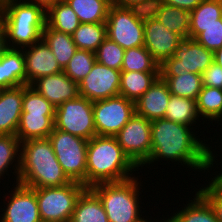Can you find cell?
<instances>
[{
  "label": "cell",
  "instance_id": "33",
  "mask_svg": "<svg viewBox=\"0 0 222 222\" xmlns=\"http://www.w3.org/2000/svg\"><path fill=\"white\" fill-rule=\"evenodd\" d=\"M167 84L171 95L196 100L203 82L199 74L186 72L180 76H160Z\"/></svg>",
  "mask_w": 222,
  "mask_h": 222
},
{
  "label": "cell",
  "instance_id": "3",
  "mask_svg": "<svg viewBox=\"0 0 222 222\" xmlns=\"http://www.w3.org/2000/svg\"><path fill=\"white\" fill-rule=\"evenodd\" d=\"M5 47L22 49L42 39L46 5L32 0H1Z\"/></svg>",
  "mask_w": 222,
  "mask_h": 222
},
{
  "label": "cell",
  "instance_id": "34",
  "mask_svg": "<svg viewBox=\"0 0 222 222\" xmlns=\"http://www.w3.org/2000/svg\"><path fill=\"white\" fill-rule=\"evenodd\" d=\"M121 71L160 72V65L144 46H139L125 50Z\"/></svg>",
  "mask_w": 222,
  "mask_h": 222
},
{
  "label": "cell",
  "instance_id": "14",
  "mask_svg": "<svg viewBox=\"0 0 222 222\" xmlns=\"http://www.w3.org/2000/svg\"><path fill=\"white\" fill-rule=\"evenodd\" d=\"M182 40L180 35L169 31L149 11L144 14V47L159 65L174 56Z\"/></svg>",
  "mask_w": 222,
  "mask_h": 222
},
{
  "label": "cell",
  "instance_id": "21",
  "mask_svg": "<svg viewBox=\"0 0 222 222\" xmlns=\"http://www.w3.org/2000/svg\"><path fill=\"white\" fill-rule=\"evenodd\" d=\"M54 118L55 114L22 113L16 132L20 143L49 137L54 129Z\"/></svg>",
  "mask_w": 222,
  "mask_h": 222
},
{
  "label": "cell",
  "instance_id": "10",
  "mask_svg": "<svg viewBox=\"0 0 222 222\" xmlns=\"http://www.w3.org/2000/svg\"><path fill=\"white\" fill-rule=\"evenodd\" d=\"M214 53L195 39H183L174 56L160 65V76H180L186 72L201 75L213 62Z\"/></svg>",
  "mask_w": 222,
  "mask_h": 222
},
{
  "label": "cell",
  "instance_id": "37",
  "mask_svg": "<svg viewBox=\"0 0 222 222\" xmlns=\"http://www.w3.org/2000/svg\"><path fill=\"white\" fill-rule=\"evenodd\" d=\"M125 50L108 37L95 51L96 62L115 70H121Z\"/></svg>",
  "mask_w": 222,
  "mask_h": 222
},
{
  "label": "cell",
  "instance_id": "29",
  "mask_svg": "<svg viewBox=\"0 0 222 222\" xmlns=\"http://www.w3.org/2000/svg\"><path fill=\"white\" fill-rule=\"evenodd\" d=\"M199 117L196 100L171 95L164 119L194 128L196 125L193 124H198L201 119Z\"/></svg>",
  "mask_w": 222,
  "mask_h": 222
},
{
  "label": "cell",
  "instance_id": "43",
  "mask_svg": "<svg viewBox=\"0 0 222 222\" xmlns=\"http://www.w3.org/2000/svg\"><path fill=\"white\" fill-rule=\"evenodd\" d=\"M203 0H159L160 3L178 7L189 12L193 11Z\"/></svg>",
  "mask_w": 222,
  "mask_h": 222
},
{
  "label": "cell",
  "instance_id": "2",
  "mask_svg": "<svg viewBox=\"0 0 222 222\" xmlns=\"http://www.w3.org/2000/svg\"><path fill=\"white\" fill-rule=\"evenodd\" d=\"M138 170L140 169L124 153L115 137L96 135L88 140L86 188L100 183L128 180Z\"/></svg>",
  "mask_w": 222,
  "mask_h": 222
},
{
  "label": "cell",
  "instance_id": "13",
  "mask_svg": "<svg viewBox=\"0 0 222 222\" xmlns=\"http://www.w3.org/2000/svg\"><path fill=\"white\" fill-rule=\"evenodd\" d=\"M12 186L9 195L5 192L3 194L4 207L0 208V222H42L35 190L20 183H13Z\"/></svg>",
  "mask_w": 222,
  "mask_h": 222
},
{
  "label": "cell",
  "instance_id": "46",
  "mask_svg": "<svg viewBox=\"0 0 222 222\" xmlns=\"http://www.w3.org/2000/svg\"><path fill=\"white\" fill-rule=\"evenodd\" d=\"M4 48H5V39H4V32L1 27L0 28V54Z\"/></svg>",
  "mask_w": 222,
  "mask_h": 222
},
{
  "label": "cell",
  "instance_id": "11",
  "mask_svg": "<svg viewBox=\"0 0 222 222\" xmlns=\"http://www.w3.org/2000/svg\"><path fill=\"white\" fill-rule=\"evenodd\" d=\"M135 114V102L122 95L93 101L97 136L114 137Z\"/></svg>",
  "mask_w": 222,
  "mask_h": 222
},
{
  "label": "cell",
  "instance_id": "12",
  "mask_svg": "<svg viewBox=\"0 0 222 222\" xmlns=\"http://www.w3.org/2000/svg\"><path fill=\"white\" fill-rule=\"evenodd\" d=\"M124 153L139 168L151 154V121L134 114L114 136Z\"/></svg>",
  "mask_w": 222,
  "mask_h": 222
},
{
  "label": "cell",
  "instance_id": "40",
  "mask_svg": "<svg viewBox=\"0 0 222 222\" xmlns=\"http://www.w3.org/2000/svg\"><path fill=\"white\" fill-rule=\"evenodd\" d=\"M208 184H203L198 192L206 199L209 205L213 208L216 219L222 222V183L209 178Z\"/></svg>",
  "mask_w": 222,
  "mask_h": 222
},
{
  "label": "cell",
  "instance_id": "36",
  "mask_svg": "<svg viewBox=\"0 0 222 222\" xmlns=\"http://www.w3.org/2000/svg\"><path fill=\"white\" fill-rule=\"evenodd\" d=\"M95 62V52L77 49L63 72L74 82L79 83L90 73Z\"/></svg>",
  "mask_w": 222,
  "mask_h": 222
},
{
  "label": "cell",
  "instance_id": "50",
  "mask_svg": "<svg viewBox=\"0 0 222 222\" xmlns=\"http://www.w3.org/2000/svg\"><path fill=\"white\" fill-rule=\"evenodd\" d=\"M147 219H144L142 222H153L152 221V218H148V217H146ZM149 219V220H148Z\"/></svg>",
  "mask_w": 222,
  "mask_h": 222
},
{
  "label": "cell",
  "instance_id": "5",
  "mask_svg": "<svg viewBox=\"0 0 222 222\" xmlns=\"http://www.w3.org/2000/svg\"><path fill=\"white\" fill-rule=\"evenodd\" d=\"M138 180V176H134L125 181L100 183L91 187L100 198L109 222H142L147 217L142 215L145 214V208L141 207L143 195L139 193L143 185Z\"/></svg>",
  "mask_w": 222,
  "mask_h": 222
},
{
  "label": "cell",
  "instance_id": "35",
  "mask_svg": "<svg viewBox=\"0 0 222 222\" xmlns=\"http://www.w3.org/2000/svg\"><path fill=\"white\" fill-rule=\"evenodd\" d=\"M222 1L203 0L190 12L189 27L221 25Z\"/></svg>",
  "mask_w": 222,
  "mask_h": 222
},
{
  "label": "cell",
  "instance_id": "22",
  "mask_svg": "<svg viewBox=\"0 0 222 222\" xmlns=\"http://www.w3.org/2000/svg\"><path fill=\"white\" fill-rule=\"evenodd\" d=\"M149 12L169 31L183 39L189 38V11L157 1Z\"/></svg>",
  "mask_w": 222,
  "mask_h": 222
},
{
  "label": "cell",
  "instance_id": "45",
  "mask_svg": "<svg viewBox=\"0 0 222 222\" xmlns=\"http://www.w3.org/2000/svg\"><path fill=\"white\" fill-rule=\"evenodd\" d=\"M168 217V218H167ZM161 219H156V217H155V219H152V220H154L155 222H179L177 219H176V217L174 216V215H172V216H170L169 217V215H167L166 216V219H165V217L162 219V217H160ZM160 220V221H159ZM153 221V222H154Z\"/></svg>",
  "mask_w": 222,
  "mask_h": 222
},
{
  "label": "cell",
  "instance_id": "9",
  "mask_svg": "<svg viewBox=\"0 0 222 222\" xmlns=\"http://www.w3.org/2000/svg\"><path fill=\"white\" fill-rule=\"evenodd\" d=\"M54 128L85 140L96 136L93 101L79 95L56 107Z\"/></svg>",
  "mask_w": 222,
  "mask_h": 222
},
{
  "label": "cell",
  "instance_id": "17",
  "mask_svg": "<svg viewBox=\"0 0 222 222\" xmlns=\"http://www.w3.org/2000/svg\"><path fill=\"white\" fill-rule=\"evenodd\" d=\"M30 86L55 107L80 95L78 83L64 72L40 77Z\"/></svg>",
  "mask_w": 222,
  "mask_h": 222
},
{
  "label": "cell",
  "instance_id": "18",
  "mask_svg": "<svg viewBox=\"0 0 222 222\" xmlns=\"http://www.w3.org/2000/svg\"><path fill=\"white\" fill-rule=\"evenodd\" d=\"M171 93L168 84L159 77L153 85L135 101V113L152 121L164 118Z\"/></svg>",
  "mask_w": 222,
  "mask_h": 222
},
{
  "label": "cell",
  "instance_id": "39",
  "mask_svg": "<svg viewBox=\"0 0 222 222\" xmlns=\"http://www.w3.org/2000/svg\"><path fill=\"white\" fill-rule=\"evenodd\" d=\"M56 107L30 85H23L22 113L55 114Z\"/></svg>",
  "mask_w": 222,
  "mask_h": 222
},
{
  "label": "cell",
  "instance_id": "47",
  "mask_svg": "<svg viewBox=\"0 0 222 222\" xmlns=\"http://www.w3.org/2000/svg\"><path fill=\"white\" fill-rule=\"evenodd\" d=\"M221 141H222V139H221ZM222 146V145H221ZM221 149H222V147H221ZM222 151V150H221ZM220 165H222V164H220ZM221 167V169H222V166H220ZM218 172H220V173H218ZM218 172H214L215 174L214 175H216V176H214L212 179H214V180H216V181H218V182H221L222 183V170H220V171H218ZM217 173V174H216Z\"/></svg>",
  "mask_w": 222,
  "mask_h": 222
},
{
  "label": "cell",
  "instance_id": "24",
  "mask_svg": "<svg viewBox=\"0 0 222 222\" xmlns=\"http://www.w3.org/2000/svg\"><path fill=\"white\" fill-rule=\"evenodd\" d=\"M76 13L65 0H58L46 5V25L59 32L72 35L80 25Z\"/></svg>",
  "mask_w": 222,
  "mask_h": 222
},
{
  "label": "cell",
  "instance_id": "4",
  "mask_svg": "<svg viewBox=\"0 0 222 222\" xmlns=\"http://www.w3.org/2000/svg\"><path fill=\"white\" fill-rule=\"evenodd\" d=\"M70 182L48 137L20 143L18 183L30 188H43L64 186Z\"/></svg>",
  "mask_w": 222,
  "mask_h": 222
},
{
  "label": "cell",
  "instance_id": "6",
  "mask_svg": "<svg viewBox=\"0 0 222 222\" xmlns=\"http://www.w3.org/2000/svg\"><path fill=\"white\" fill-rule=\"evenodd\" d=\"M33 189L42 222H70L76 202L86 187L71 181L64 186Z\"/></svg>",
  "mask_w": 222,
  "mask_h": 222
},
{
  "label": "cell",
  "instance_id": "7",
  "mask_svg": "<svg viewBox=\"0 0 222 222\" xmlns=\"http://www.w3.org/2000/svg\"><path fill=\"white\" fill-rule=\"evenodd\" d=\"M146 12L112 4L106 19L107 37L124 50L144 46V14Z\"/></svg>",
  "mask_w": 222,
  "mask_h": 222
},
{
  "label": "cell",
  "instance_id": "48",
  "mask_svg": "<svg viewBox=\"0 0 222 222\" xmlns=\"http://www.w3.org/2000/svg\"><path fill=\"white\" fill-rule=\"evenodd\" d=\"M32 1H36V2H41L45 5L51 3V2H54V1H58V0H32Z\"/></svg>",
  "mask_w": 222,
  "mask_h": 222
},
{
  "label": "cell",
  "instance_id": "32",
  "mask_svg": "<svg viewBox=\"0 0 222 222\" xmlns=\"http://www.w3.org/2000/svg\"><path fill=\"white\" fill-rule=\"evenodd\" d=\"M106 38V22L81 23L72 34V39L77 49L92 52H95Z\"/></svg>",
  "mask_w": 222,
  "mask_h": 222
},
{
  "label": "cell",
  "instance_id": "20",
  "mask_svg": "<svg viewBox=\"0 0 222 222\" xmlns=\"http://www.w3.org/2000/svg\"><path fill=\"white\" fill-rule=\"evenodd\" d=\"M26 85L23 49L5 47L0 54V88Z\"/></svg>",
  "mask_w": 222,
  "mask_h": 222
},
{
  "label": "cell",
  "instance_id": "23",
  "mask_svg": "<svg viewBox=\"0 0 222 222\" xmlns=\"http://www.w3.org/2000/svg\"><path fill=\"white\" fill-rule=\"evenodd\" d=\"M70 222H109L100 198L91 188L79 196Z\"/></svg>",
  "mask_w": 222,
  "mask_h": 222
},
{
  "label": "cell",
  "instance_id": "41",
  "mask_svg": "<svg viewBox=\"0 0 222 222\" xmlns=\"http://www.w3.org/2000/svg\"><path fill=\"white\" fill-rule=\"evenodd\" d=\"M203 86L222 89V67L214 61L201 74Z\"/></svg>",
  "mask_w": 222,
  "mask_h": 222
},
{
  "label": "cell",
  "instance_id": "19",
  "mask_svg": "<svg viewBox=\"0 0 222 222\" xmlns=\"http://www.w3.org/2000/svg\"><path fill=\"white\" fill-rule=\"evenodd\" d=\"M23 85L0 93V135H16L22 114Z\"/></svg>",
  "mask_w": 222,
  "mask_h": 222
},
{
  "label": "cell",
  "instance_id": "38",
  "mask_svg": "<svg viewBox=\"0 0 222 222\" xmlns=\"http://www.w3.org/2000/svg\"><path fill=\"white\" fill-rule=\"evenodd\" d=\"M189 38L195 39L213 53L222 46V18L221 25L207 27H189Z\"/></svg>",
  "mask_w": 222,
  "mask_h": 222
},
{
  "label": "cell",
  "instance_id": "44",
  "mask_svg": "<svg viewBox=\"0 0 222 222\" xmlns=\"http://www.w3.org/2000/svg\"><path fill=\"white\" fill-rule=\"evenodd\" d=\"M213 61L222 67V46L214 52Z\"/></svg>",
  "mask_w": 222,
  "mask_h": 222
},
{
  "label": "cell",
  "instance_id": "16",
  "mask_svg": "<svg viewBox=\"0 0 222 222\" xmlns=\"http://www.w3.org/2000/svg\"><path fill=\"white\" fill-rule=\"evenodd\" d=\"M22 49L25 58L26 85H31L40 77L63 72L43 39Z\"/></svg>",
  "mask_w": 222,
  "mask_h": 222
},
{
  "label": "cell",
  "instance_id": "8",
  "mask_svg": "<svg viewBox=\"0 0 222 222\" xmlns=\"http://www.w3.org/2000/svg\"><path fill=\"white\" fill-rule=\"evenodd\" d=\"M55 156L71 181L86 187V156L88 140L54 128L49 134Z\"/></svg>",
  "mask_w": 222,
  "mask_h": 222
},
{
  "label": "cell",
  "instance_id": "1",
  "mask_svg": "<svg viewBox=\"0 0 222 222\" xmlns=\"http://www.w3.org/2000/svg\"><path fill=\"white\" fill-rule=\"evenodd\" d=\"M196 129L164 118L152 120L151 154L139 169H143L144 166L149 168L150 164L154 166L156 161L157 164L158 161L165 160L191 168L190 170L194 169L195 172L204 173L203 171L207 170L210 174L209 170L213 169L214 164L219 165L216 163L219 160L215 161L217 152L215 149L211 150L212 146L206 143L208 141L205 140V136L204 141L200 140V136H196Z\"/></svg>",
  "mask_w": 222,
  "mask_h": 222
},
{
  "label": "cell",
  "instance_id": "49",
  "mask_svg": "<svg viewBox=\"0 0 222 222\" xmlns=\"http://www.w3.org/2000/svg\"><path fill=\"white\" fill-rule=\"evenodd\" d=\"M2 1L0 0V28H1Z\"/></svg>",
  "mask_w": 222,
  "mask_h": 222
},
{
  "label": "cell",
  "instance_id": "42",
  "mask_svg": "<svg viewBox=\"0 0 222 222\" xmlns=\"http://www.w3.org/2000/svg\"><path fill=\"white\" fill-rule=\"evenodd\" d=\"M157 1L159 0H112V4L149 11Z\"/></svg>",
  "mask_w": 222,
  "mask_h": 222
},
{
  "label": "cell",
  "instance_id": "26",
  "mask_svg": "<svg viewBox=\"0 0 222 222\" xmlns=\"http://www.w3.org/2000/svg\"><path fill=\"white\" fill-rule=\"evenodd\" d=\"M42 39L51 49L61 68L64 69L77 51L72 35L59 32L45 25L42 32Z\"/></svg>",
  "mask_w": 222,
  "mask_h": 222
},
{
  "label": "cell",
  "instance_id": "30",
  "mask_svg": "<svg viewBox=\"0 0 222 222\" xmlns=\"http://www.w3.org/2000/svg\"><path fill=\"white\" fill-rule=\"evenodd\" d=\"M76 13L80 23L106 22L112 0H65Z\"/></svg>",
  "mask_w": 222,
  "mask_h": 222
},
{
  "label": "cell",
  "instance_id": "27",
  "mask_svg": "<svg viewBox=\"0 0 222 222\" xmlns=\"http://www.w3.org/2000/svg\"><path fill=\"white\" fill-rule=\"evenodd\" d=\"M197 110L203 124L211 121L213 125L222 122V89L203 86L196 99ZM217 121V122H216Z\"/></svg>",
  "mask_w": 222,
  "mask_h": 222
},
{
  "label": "cell",
  "instance_id": "28",
  "mask_svg": "<svg viewBox=\"0 0 222 222\" xmlns=\"http://www.w3.org/2000/svg\"><path fill=\"white\" fill-rule=\"evenodd\" d=\"M10 169L14 171L12 172ZM19 169L20 141L18 137L16 135H0V180H3V177H6V175L11 176L9 175L10 171V173L15 175L13 180L15 179V183H18Z\"/></svg>",
  "mask_w": 222,
  "mask_h": 222
},
{
  "label": "cell",
  "instance_id": "31",
  "mask_svg": "<svg viewBox=\"0 0 222 222\" xmlns=\"http://www.w3.org/2000/svg\"><path fill=\"white\" fill-rule=\"evenodd\" d=\"M193 196V200L187 201V204L181 210L177 208L173 215L179 222H219L216 219L213 208L206 199L198 192Z\"/></svg>",
  "mask_w": 222,
  "mask_h": 222
},
{
  "label": "cell",
  "instance_id": "15",
  "mask_svg": "<svg viewBox=\"0 0 222 222\" xmlns=\"http://www.w3.org/2000/svg\"><path fill=\"white\" fill-rule=\"evenodd\" d=\"M121 70H115L98 62L79 83V94L90 101L119 95Z\"/></svg>",
  "mask_w": 222,
  "mask_h": 222
},
{
  "label": "cell",
  "instance_id": "25",
  "mask_svg": "<svg viewBox=\"0 0 222 222\" xmlns=\"http://www.w3.org/2000/svg\"><path fill=\"white\" fill-rule=\"evenodd\" d=\"M160 77V72L121 71L119 95L137 101Z\"/></svg>",
  "mask_w": 222,
  "mask_h": 222
}]
</instances>
